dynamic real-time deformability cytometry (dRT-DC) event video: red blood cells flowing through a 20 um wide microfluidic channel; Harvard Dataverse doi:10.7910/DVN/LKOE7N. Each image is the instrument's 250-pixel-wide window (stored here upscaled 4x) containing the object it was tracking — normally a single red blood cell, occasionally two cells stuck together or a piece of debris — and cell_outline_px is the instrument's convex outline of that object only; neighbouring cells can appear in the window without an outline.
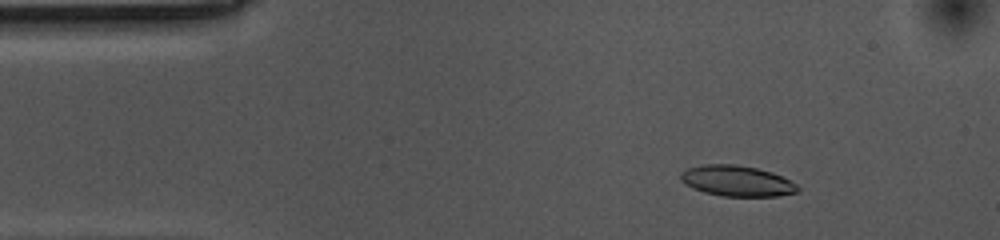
{"species": "common noctule bat (a hibernating species)", "species_latin": "Nyctalus noctula", "temperature_condition": "cold", "stored_images_in_passage": 46, "camera_frame_rate_fps": 3000, "um_per_image_px": 0.085, "animal": {"sex": "female", "body_mass_g": 10.0, "forearm_length_mm": 53.1}, "frame": {"image": 1, "passage_image": 7, "time_ms": 2.0, "image_size_px": [1000, 240], "cell_outline_px": [[800, 188], [796, 192], [776, 196], [720, 196], [704, 192], [692, 188], [680, 180], [680, 172], [688, 168], [704, 164], [736, 164], [756, 168], [772, 172], [796, 184]], "centroid_in_image_um": [62.59, 15.37], "position_along_channel_um": 22.4, "area_um2": 20.87}}
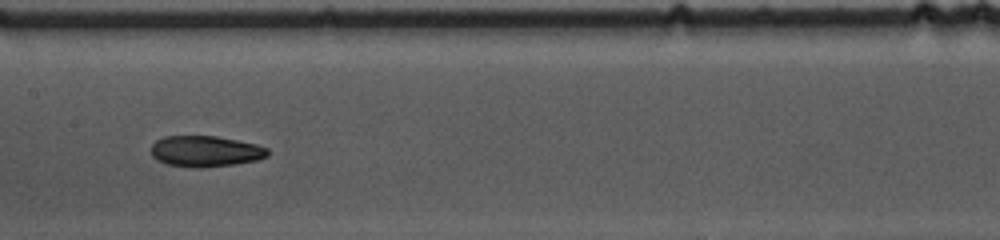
{"frame": {"image": 2, "passage_image": 26, "time_ms": 8.333, "image_size_px": [1000, 240], "cell_outline_px": [[268, 156], [256, 160], [236, 164], [204, 168], [196, 168], [168, 164], [156, 160], [152, 156], [152, 144], [156, 140], [164, 136], [216, 136], [256, 144], [268, 148]], "centroid_in_image_um": [17.46, 12.86], "position_along_channel_um": 189.9, "area_um2": 21.1}}
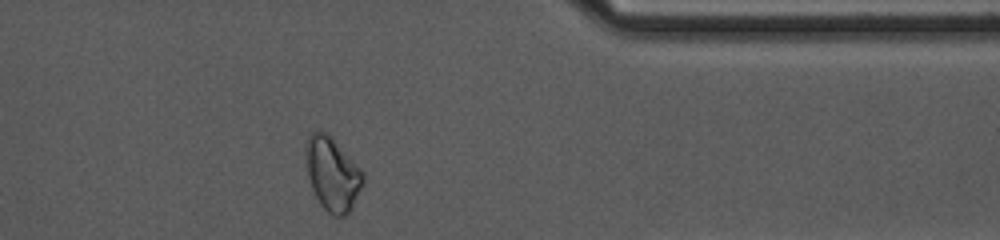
{"frame": {"image": 3, "passage_image": 44, "time_ms": 14.333, "image_size_px": [1000, 240], "cell_outline_px": [[364, 180], [352, 208], [344, 216], [332, 216], [320, 204], [312, 188], [308, 176], [304, 152], [304, 144], [308, 136], [312, 132], [324, 132], [364, 172]], "centroid_in_image_um": [28.22, 14.82], "position_along_channel_um": 383.2, "area_um2": 24.04}, "authors_computed_cell_mechanics": {"area_um2": 20.808, "velocity_mm_per_s": 3.5378, "shape_relaxation_time_tau1_ms": 9.9692, "shape_relaxation_time_tau2_ms": 5.6595, "deformation_change_tau1": 0.1854, "deformation_change_tau2": 0.1123}}